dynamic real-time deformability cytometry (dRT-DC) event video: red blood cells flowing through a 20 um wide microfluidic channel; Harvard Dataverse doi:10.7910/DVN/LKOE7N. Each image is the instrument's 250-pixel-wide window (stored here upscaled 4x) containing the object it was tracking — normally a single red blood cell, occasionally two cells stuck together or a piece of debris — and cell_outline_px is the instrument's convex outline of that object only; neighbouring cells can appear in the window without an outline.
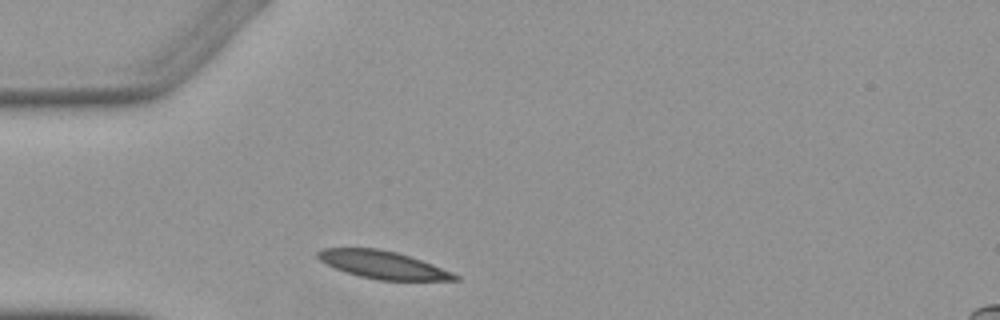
{"species": "Egyptian fruit bat (a non-hibernating species)", "species_latin": "Rousettus aegyptiacus", "temperature_condition": "warm", "stored_images_in_passage": 1, "camera_frame_rate_fps": 3000, "um_per_image_px": 0.085, "animal": {"sex": "female"}, "frame": {"image": 1, "passage_image": 1, "time_ms": 0.0, "image_size_px": [1000, 320], "cell_outline_px": [[460, 280], [380, 280], [360, 276], [336, 268], [320, 260], [316, 256], [316, 252], [324, 248], [380, 248], [396, 252], [432, 264], [452, 272], [460, 276]], "centroid_in_image_um": [32.56, 22.5], "position_along_channel_um": 52.4, "area_um2": 21.79}}